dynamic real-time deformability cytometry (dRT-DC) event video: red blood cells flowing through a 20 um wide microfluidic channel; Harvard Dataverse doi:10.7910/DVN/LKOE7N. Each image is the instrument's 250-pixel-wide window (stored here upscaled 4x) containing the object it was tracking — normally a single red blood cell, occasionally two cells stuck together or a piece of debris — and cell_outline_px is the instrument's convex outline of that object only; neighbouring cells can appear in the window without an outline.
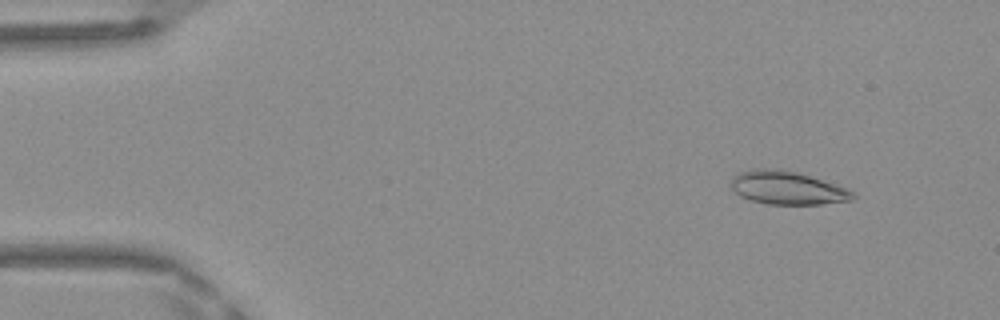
{"species": "Egyptian fruit bat (a non-hibernating species)", "species_latin": "Rousettus aegyptiacus", "temperature_condition": "warm", "stored_images_in_passage": 48, "camera_frame_rate_fps": 3000, "um_per_image_px": 0.085, "frame": {"image": 1, "passage_image": 5, "time_ms": 1.333, "image_size_px": [1000, 320], "cell_outline_px": [[856, 196], [852, 200], [820, 204], [768, 204], [752, 200], [740, 196], [732, 188], [732, 176], [736, 172], [756, 168], [780, 168], [796, 172], [836, 184], [848, 188]], "centroid_in_image_um": [66.9, 15.95], "position_along_channel_um": 18.1, "area_um2": 23.64}}
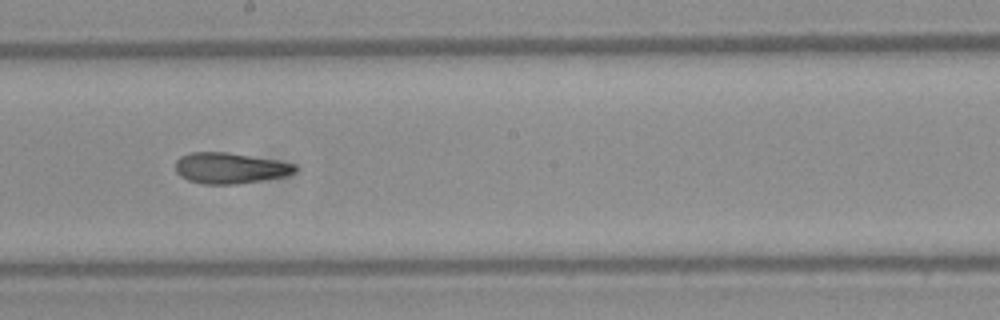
{"frame": {"image": 2, "passage_image": 27, "time_ms": 8.667, "image_size_px": [1000, 320], "cell_outline_px": [[300, 168], [296, 172], [284, 176], [236, 184], [204, 184], [188, 180], [180, 176], [176, 172], [176, 160], [180, 156], [192, 152], [228, 152], [276, 160], [296, 164]], "centroid_in_image_um": [19.56, 14.28], "position_along_channel_um": 228.6, "area_um2": 21.56}}
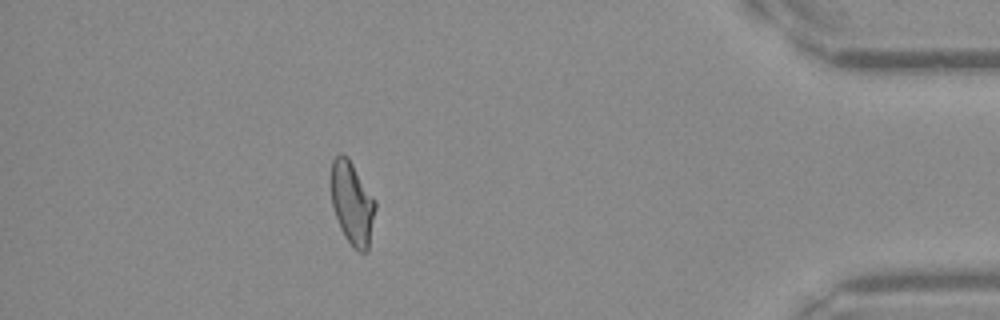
{"frame": {"image": 3, "passage_image": 43, "time_ms": 14.0, "image_size_px": [1000, 320], "cell_outline_px": [[376, 208], [368, 252], [356, 252], [352, 248], [344, 236], [340, 228], [332, 204], [332, 160], [340, 152], [348, 156], [376, 200]], "centroid_in_image_um": [29.96, 17.3], "position_along_channel_um": 405.2, "area_um2": 21.62}, "authors_computed_cell_mechanics": {"area_um2": 21.964, "velocity_mm_per_s": 4.2048, "shape_relaxation_time_tau1_ms": null, "shape_relaxation_time_tau2_ms": 3.1166, "deformation_change_tau1": null, "deformation_change_tau2": 0.1143}}